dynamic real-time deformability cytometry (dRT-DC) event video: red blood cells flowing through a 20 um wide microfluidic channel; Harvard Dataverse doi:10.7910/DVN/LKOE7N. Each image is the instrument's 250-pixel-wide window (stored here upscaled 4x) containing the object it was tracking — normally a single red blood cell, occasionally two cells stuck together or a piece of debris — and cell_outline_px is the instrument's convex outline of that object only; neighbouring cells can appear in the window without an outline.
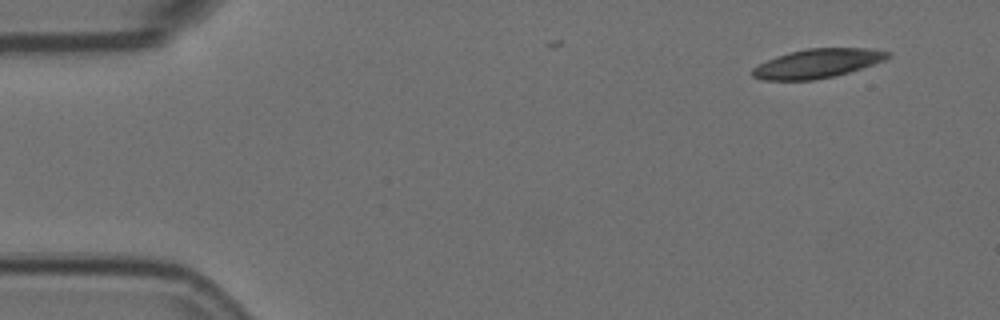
{"species": "Egyptian fruit bat (a non-hibernating species)", "species_latin": "Rousettus aegyptiacus", "temperature_condition": "room temperature", "stored_images_in_passage": 8, "camera_frame_rate_fps": 3000, "um_per_image_px": 0.085, "animal": {"sex": "female"}, "frame": {"image": 1, "passage_image": 1, "time_ms": 0.0, "image_size_px": [1000, 320], "cell_outline_px": [[892, 56], [884, 60], [848, 72], [832, 76], [812, 80], [764, 80], [752, 76], [752, 68], [776, 56], [808, 48], [868, 48], [892, 52]], "centroid_in_image_um": [69.49, 5.38], "position_along_channel_um": 15.5, "area_um2": 22.6}}
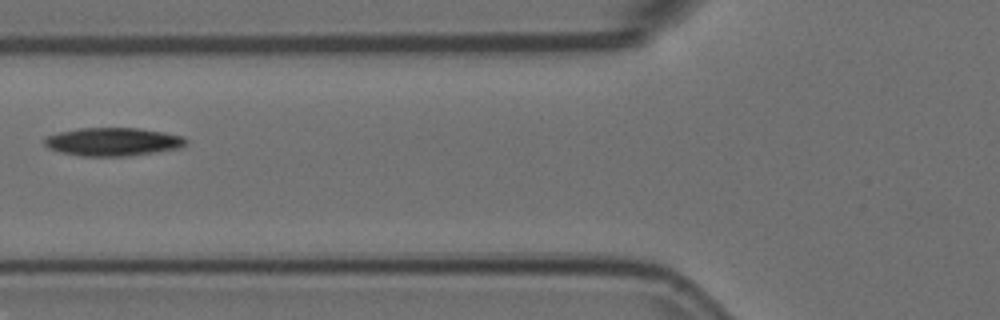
{"frame": {"image": 2, "passage_image": 5, "time_ms": 1.333, "image_size_px": [1000, 320], "cell_outline_px": [[188, 144], [180, 148], [156, 152], [124, 156], [80, 156], [60, 152], [48, 148], [44, 144], [44, 140], [48, 136], [60, 132], [80, 128], [136, 128], [164, 132], [184, 136], [188, 140]], "centroid_in_image_um": [9.64, 12.05], "position_along_channel_um": 116.2, "area_um2": 23.29}}
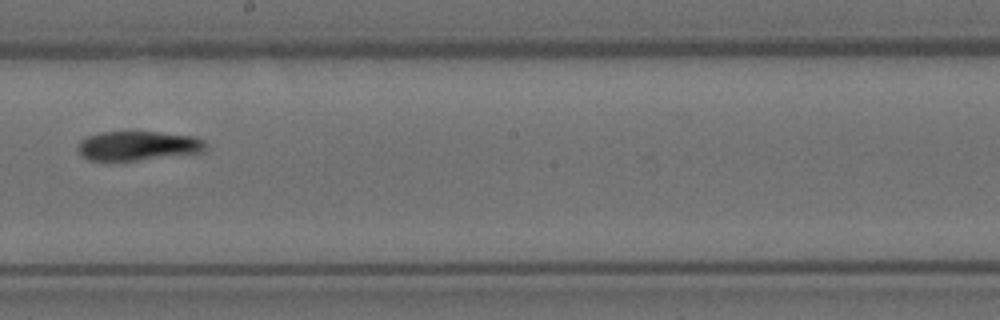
{"frame": {"image": 3, "passage_image": 8, "time_ms": 2.333, "image_size_px": [1000, 320], "cell_outline_px": [[208, 148], [204, 152], [136, 160], [88, 160], [80, 156], [76, 148], [80, 140], [88, 136], [100, 132], [156, 132], [196, 136], [204, 140]], "centroid_in_image_um": [11.73, 12.39], "position_along_channel_um": 236.5, "area_um2": 21.96}}